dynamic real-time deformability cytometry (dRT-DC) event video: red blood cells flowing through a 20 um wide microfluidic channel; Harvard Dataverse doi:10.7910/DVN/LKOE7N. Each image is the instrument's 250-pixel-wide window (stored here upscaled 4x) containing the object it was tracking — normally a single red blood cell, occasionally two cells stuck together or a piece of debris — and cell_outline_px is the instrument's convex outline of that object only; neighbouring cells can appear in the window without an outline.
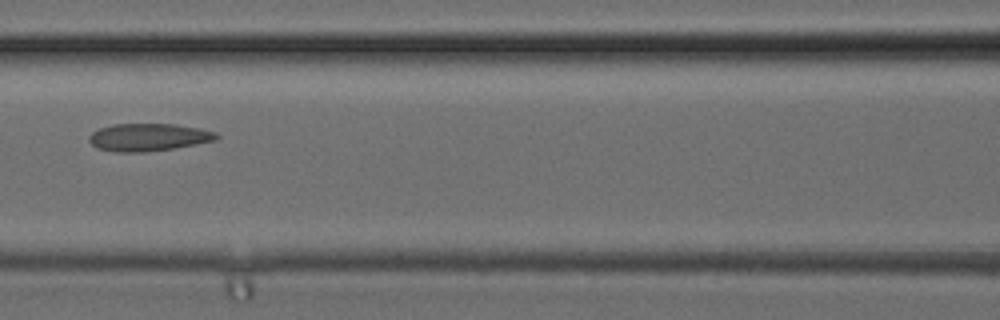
{"species": "common noctule bat (a hibernating species)", "species_latin": "Nyctalus noctula", "temperature_condition": "cold", "stored_images_in_passage": 4, "camera_frame_rate_fps": 3000, "um_per_image_px": 0.085, "animal": {"sex": "female", "body_mass_g": 24.6, "forearm_length_mm": 56.2}, "frame": {"image": 1, "passage_image": 4, "time_ms": 1.0, "image_size_px": [1000, 320], "cell_outline_px": [[220, 136], [216, 140], [196, 144], [172, 148], [144, 152], [116, 152], [96, 148], [88, 140], [88, 136], [92, 132], [100, 128], [112, 124], [176, 124], [200, 128], [216, 132]], "centroid_in_image_um": [12.61, 11.66], "position_along_channel_um": 154.0, "area_um2": 20.52}}